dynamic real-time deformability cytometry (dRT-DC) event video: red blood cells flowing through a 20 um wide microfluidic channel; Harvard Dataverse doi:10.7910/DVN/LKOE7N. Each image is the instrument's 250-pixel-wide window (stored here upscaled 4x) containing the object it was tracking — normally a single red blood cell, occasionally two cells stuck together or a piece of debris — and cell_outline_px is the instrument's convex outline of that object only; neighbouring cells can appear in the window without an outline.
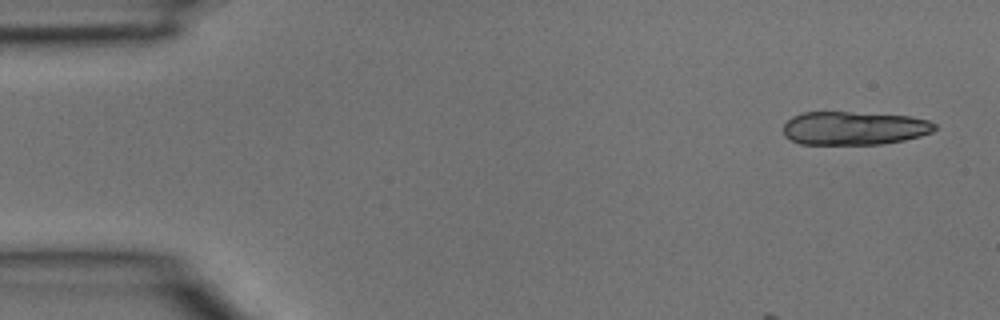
{"species": "common noctule bat (a hibernating species)", "species_latin": "Nyctalus noctula", "temperature_condition": "room temperature", "stored_images_in_passage": 4, "camera_frame_rate_fps": 3000, "um_per_image_px": 0.085, "animal": {"sex": "male", "body_mass_g": 15.6}, "frame": {"image": 1, "passage_image": 1, "time_ms": 0.0, "image_size_px": [1000, 320], "cell_outline_px": [[936, 128], [932, 132], [920, 136], [904, 140], [884, 144], [800, 144], [784, 136], [784, 124], [792, 116], [804, 112], [848, 112], [912, 116], [928, 120], [936, 124]], "centroid_in_image_um": [72.61, 10.89], "position_along_channel_um": 12.4, "area_um2": 29.59}}